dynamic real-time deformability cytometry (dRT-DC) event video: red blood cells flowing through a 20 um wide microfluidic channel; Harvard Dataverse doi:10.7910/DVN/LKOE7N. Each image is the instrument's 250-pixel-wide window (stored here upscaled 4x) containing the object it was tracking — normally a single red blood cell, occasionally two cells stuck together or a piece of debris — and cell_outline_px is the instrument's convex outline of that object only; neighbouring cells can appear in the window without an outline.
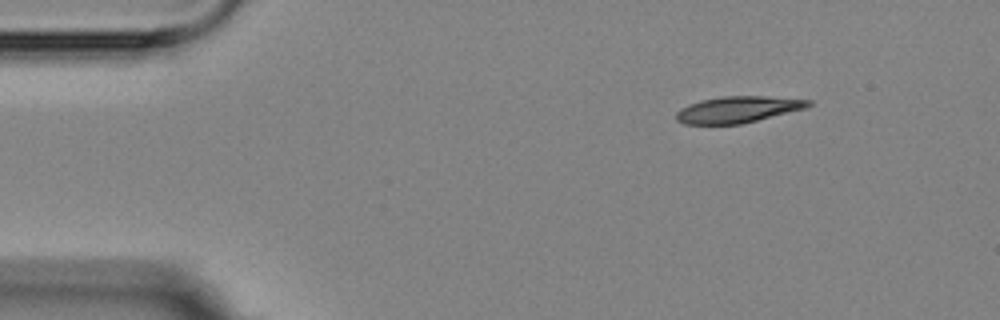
{"species": "Egyptian fruit bat (a non-hibernating species)", "species_latin": "Rousettus aegyptiacus", "temperature_condition": "room temperature", "stored_images_in_passage": 4, "camera_frame_rate_fps": 3000, "um_per_image_px": 0.085, "animal": {"sex": "female"}, "frame": {"image": 1, "passage_image": 1, "time_ms": 0.0, "image_size_px": [1000, 320], "cell_outline_px": [[812, 104], [804, 108], [740, 124], [684, 124], [676, 120], [676, 112], [680, 108], [700, 100], [724, 96], [764, 96], [812, 100]], "centroid_in_image_um": [62.67, 9.3], "position_along_channel_um": 22.3, "area_um2": 20.06}}